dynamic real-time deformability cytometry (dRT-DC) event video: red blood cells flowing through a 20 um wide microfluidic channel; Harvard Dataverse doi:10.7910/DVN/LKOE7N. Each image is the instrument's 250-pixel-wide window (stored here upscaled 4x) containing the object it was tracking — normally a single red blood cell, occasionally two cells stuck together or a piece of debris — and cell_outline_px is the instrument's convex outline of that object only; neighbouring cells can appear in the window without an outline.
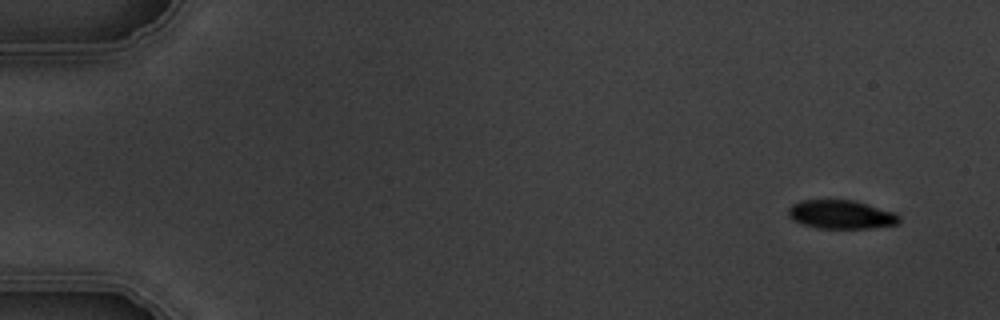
{"species": "common noctule bat (a hibernating species)", "species_latin": "Nyctalus noctula", "temperature_condition": "warm", "stored_images_in_passage": 4, "camera_frame_rate_fps": 3000, "um_per_image_px": 0.085, "animal": {"sex": "male", "body_mass_g": 19.5, "forearm_length_mm": 54.6}, "frame": {"image": 1, "passage_image": 1, "time_ms": 0.0, "image_size_px": [1000, 320], "cell_outline_px": [[900, 224], [872, 228], [816, 228], [792, 220], [788, 216], [788, 208], [792, 204], [800, 200], [856, 200], [896, 212], [900, 216]], "centroid_in_image_um": [71.53, 18.23], "position_along_channel_um": 13.5, "area_um2": 18.84}}
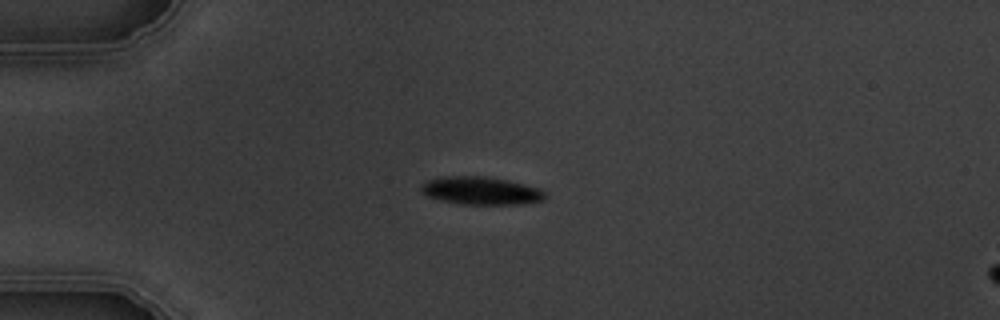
{"frame": {"image": 2, "passage_image": 4, "time_ms": 3.667, "image_size_px": [1000, 320], "cell_outline_px": [[544, 200], [524, 204], [460, 204], [440, 200], [428, 196], [420, 192], [420, 188], [428, 180], [444, 176], [484, 176], [508, 180], [524, 184], [536, 188], [544, 192]], "centroid_in_image_um": [40.85, 16.21], "position_along_channel_um": 44.1, "area_um2": 20.0}}